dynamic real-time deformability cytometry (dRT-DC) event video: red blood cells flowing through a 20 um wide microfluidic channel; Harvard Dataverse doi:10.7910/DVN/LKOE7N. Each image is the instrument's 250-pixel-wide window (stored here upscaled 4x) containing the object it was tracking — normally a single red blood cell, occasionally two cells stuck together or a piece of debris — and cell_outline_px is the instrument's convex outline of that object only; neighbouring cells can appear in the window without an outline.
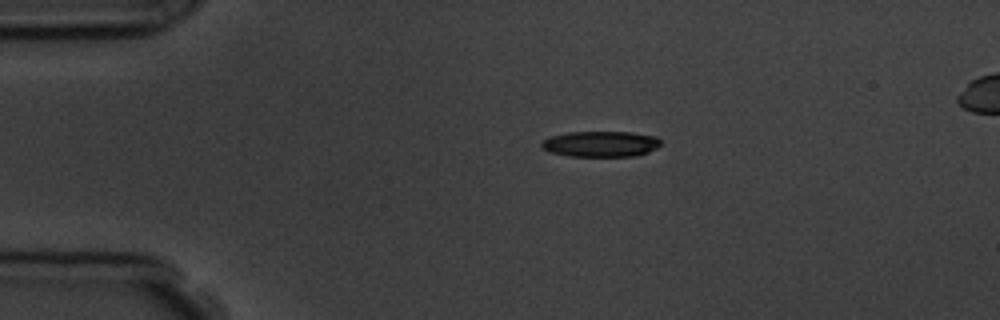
{"species": "common noctule bat (a hibernating species)", "species_latin": "Nyctalus noctula", "temperature_condition": "room temperature", "stored_images_in_passage": 3, "camera_frame_rate_fps": 3000, "um_per_image_px": 0.085, "animal": {"sex": "male", "body_mass_g": 19.5, "forearm_length_mm": 54.6}, "frame": {"image": 1, "passage_image": 1, "time_ms": 0.0, "image_size_px": [1000, 320], "cell_outline_px": [[660, 144], [656, 148], [648, 152], [636, 156], [568, 156], [548, 152], [540, 148], [540, 144], [544, 140], [552, 136], [568, 132], [632, 132], [656, 136], [660, 140]], "centroid_in_image_um": [51.04, 12.24], "position_along_channel_um": 34.0, "area_um2": 17.98}}
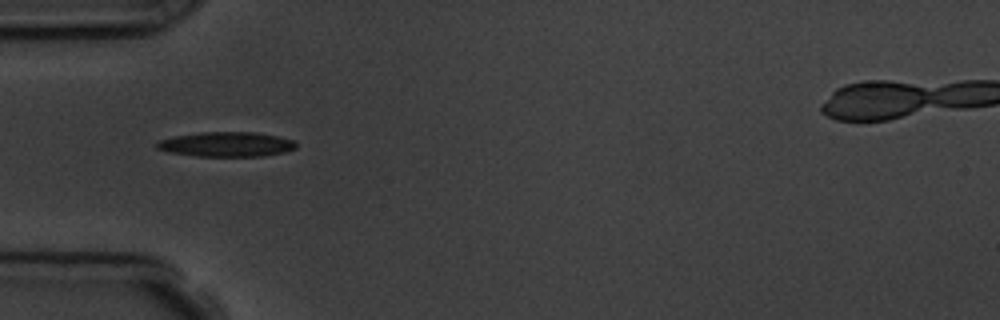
{"frame": {"image": 2, "passage_image": 2, "time_ms": 2.0, "image_size_px": [1000, 320], "cell_outline_px": [[296, 148], [284, 152], [264, 156], [196, 156], [168, 152], [156, 148], [156, 140], [172, 136], [200, 132], [256, 132], [296, 140]], "centroid_in_image_um": [19.21, 12.26], "position_along_channel_um": 65.8, "area_um2": 20.29}}